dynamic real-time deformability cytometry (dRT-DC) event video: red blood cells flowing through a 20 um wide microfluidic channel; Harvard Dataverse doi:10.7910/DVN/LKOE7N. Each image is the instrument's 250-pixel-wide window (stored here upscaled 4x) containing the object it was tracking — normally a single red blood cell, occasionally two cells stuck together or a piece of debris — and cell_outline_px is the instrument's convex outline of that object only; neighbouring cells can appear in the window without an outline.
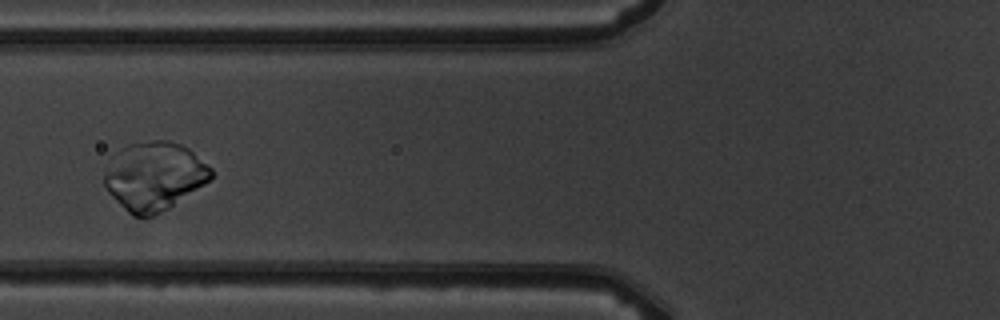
{"species": "common noctule bat (a hibernating species)", "species_latin": "Nyctalus noctula", "temperature_condition": "warm", "stored_images_in_passage": 4, "camera_frame_rate_fps": 3000, "um_per_image_px": 0.085, "animal": {"sex": "male", "body_mass_g": 19.5, "forearm_length_mm": 54.6}, "frame": {"image": 1, "passage_image": 4, "time_ms": 3.333, "image_size_px": [1000, 320], "cell_outline_px": [[212, 176], [204, 184], [168, 208], [152, 216], [132, 216], [108, 192], [104, 184], [104, 176], [108, 160], [128, 144], [152, 140], [168, 140], [180, 144], [188, 148], [212, 168]], "centroid_in_image_um": [13.09, 14.95], "position_along_channel_um": 112.7, "area_um2": 42.14}}